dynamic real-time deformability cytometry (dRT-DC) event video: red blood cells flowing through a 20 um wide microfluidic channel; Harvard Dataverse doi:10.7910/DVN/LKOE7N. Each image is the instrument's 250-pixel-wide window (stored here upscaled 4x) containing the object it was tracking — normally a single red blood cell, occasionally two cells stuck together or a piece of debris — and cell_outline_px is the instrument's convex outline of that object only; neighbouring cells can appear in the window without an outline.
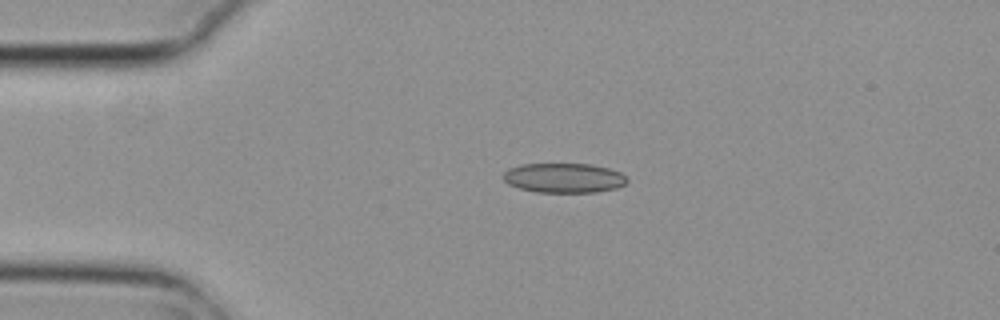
{"species": "common noctule bat (a hibernating species)", "species_latin": "Nyctalus noctula", "temperature_condition": "cold", "stored_images_in_passage": 5, "camera_frame_rate_fps": 3000, "um_per_image_px": 0.085, "animal": {"sex": "female", "body_mass_g": 29.2, "forearm_length_mm": 56.3}, "frame": {"image": 1, "passage_image": 5, "time_ms": 1.333, "image_size_px": [1000, 320], "cell_outline_px": [[628, 180], [624, 184], [616, 188], [596, 192], [536, 192], [520, 188], [508, 184], [504, 180], [504, 172], [508, 168], [520, 164], [592, 164], [608, 168], [620, 172]], "centroid_in_image_um": [47.91, 15.12], "position_along_channel_um": 37.1, "area_um2": 21.33}}